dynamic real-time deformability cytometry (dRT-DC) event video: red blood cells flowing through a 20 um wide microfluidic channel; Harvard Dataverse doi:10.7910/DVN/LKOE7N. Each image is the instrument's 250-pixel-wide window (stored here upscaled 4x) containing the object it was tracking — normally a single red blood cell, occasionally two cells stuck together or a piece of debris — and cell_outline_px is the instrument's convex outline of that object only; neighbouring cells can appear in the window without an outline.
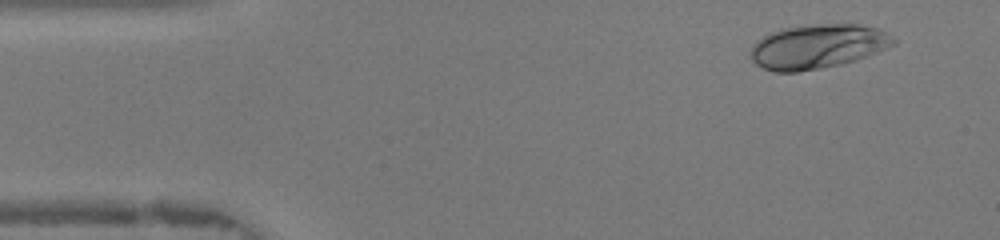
{"species": "human", "species_latin": "Homo sapiens", "temperature_condition": "warm", "stored_images_in_passage": 45, "camera_frame_rate_fps": 3000, "um_per_image_px": 0.085, "donor": {"sex": "female"}, "frame": {"image": 1, "passage_image": 3, "time_ms": 0.667, "image_size_px": [1000, 240], "cell_outline_px": [[896, 44], [856, 60], [840, 64], [820, 68], [796, 72], [776, 72], [764, 68], [756, 64], [752, 60], [752, 44], [756, 40], [772, 32], [784, 28], [804, 24], [856, 24], [876, 28], [884, 32], [896, 40]], "centroid_in_image_um": [69.48, 3.94], "position_along_channel_um": 15.5, "area_um2": 36.59}}
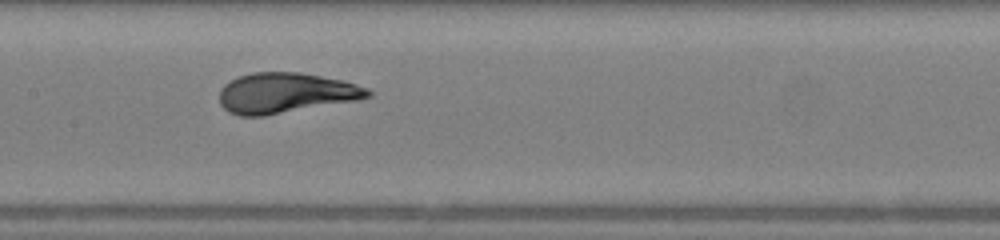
{"frame": {"image": 2, "passage_image": 21, "time_ms": 6.667, "image_size_px": [1000, 240], "cell_outline_px": [[372, 96], [356, 100], [264, 116], [240, 116], [228, 112], [220, 104], [220, 88], [224, 84], [240, 76], [252, 72], [300, 72], [340, 80], [356, 84], [368, 88], [372, 92]], "centroid_in_image_um": [24.26, 7.91], "position_along_channel_um": 183.1, "area_um2": 34.74}}
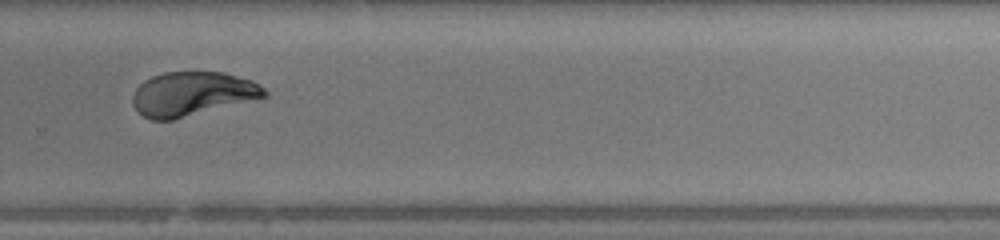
{"frame": {"image": 3, "passage_image": 30, "time_ms": 9.667, "image_size_px": [1000, 240], "cell_outline_px": [[268, 96], [172, 120], [152, 120], [144, 116], [132, 104], [132, 96], [136, 88], [144, 80], [152, 76], [164, 72], [224, 72], [252, 80], [264, 88], [268, 92]], "centroid_in_image_um": [16.34, 7.97], "position_along_channel_um": 313.5, "area_um2": 33.7}, "authors_computed_cell_mechanics": {"area_um2": 34.6222, "velocity_mm_per_s": 4.3559, "shape_relaxation_time_tau1_ms": 4.0021, "shape_relaxation_time_tau2_ms": null, "deformation_change_tau1": 0.1998, "deformation_change_tau2": null}}